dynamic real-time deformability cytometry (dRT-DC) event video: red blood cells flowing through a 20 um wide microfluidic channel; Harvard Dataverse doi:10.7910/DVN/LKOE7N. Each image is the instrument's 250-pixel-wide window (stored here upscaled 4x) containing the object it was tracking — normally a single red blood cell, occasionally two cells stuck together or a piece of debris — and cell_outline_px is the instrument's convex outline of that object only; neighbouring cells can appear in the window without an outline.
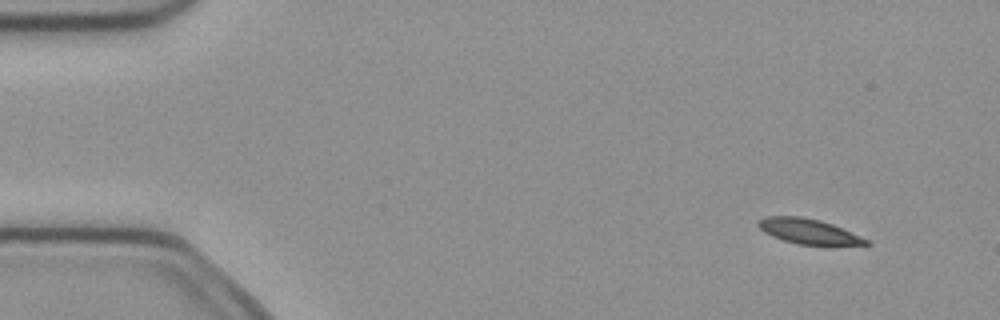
{"species": "common noctule bat (a hibernating species)", "species_latin": "Nyctalus noctula", "temperature_condition": "cold", "stored_images_in_passage": 4, "camera_frame_rate_fps": 3000, "um_per_image_px": 0.085, "animal": {"sex": "female", "body_mass_g": 21.9}, "frame": {"image": 1, "passage_image": 2, "time_ms": 0.333, "image_size_px": [1000, 320], "cell_outline_px": [[872, 244], [832, 248], [828, 248], [796, 244], [772, 236], [764, 232], [756, 224], [764, 216], [800, 216], [820, 220], [832, 224], [868, 240]], "centroid_in_image_um": [68.8, 19.73], "position_along_channel_um": 16.2, "area_um2": 16.47}}